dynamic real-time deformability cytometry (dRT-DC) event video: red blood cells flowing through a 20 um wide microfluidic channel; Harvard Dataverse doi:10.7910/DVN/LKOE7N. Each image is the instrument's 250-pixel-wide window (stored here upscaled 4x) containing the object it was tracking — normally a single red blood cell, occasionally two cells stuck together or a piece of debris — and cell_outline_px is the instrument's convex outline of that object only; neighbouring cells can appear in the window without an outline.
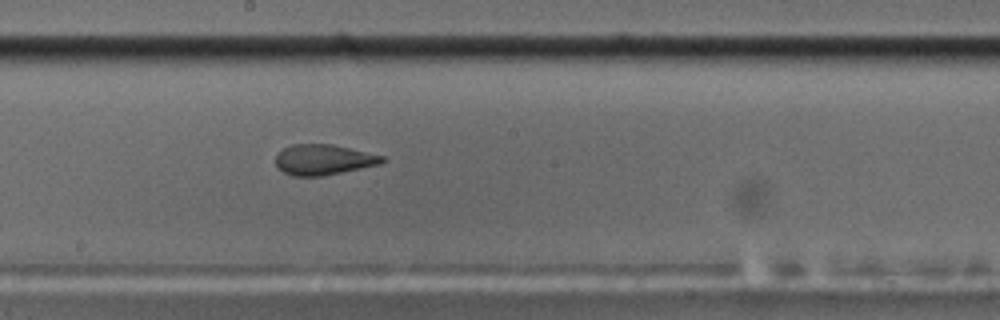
{"species": "common noctule bat (a hibernating species)", "species_latin": "Nyctalus noctula", "temperature_condition": "cold", "stored_images_in_passage": 56, "camera_frame_rate_fps": 3000, "um_per_image_px": 0.085, "animal": {"sex": "male", "body_mass_g": 17.5, "forearm_length_mm": 52.3}, "frame": {"image": 1, "passage_image": 31, "time_ms": 10.0, "image_size_px": [1000, 320], "cell_outline_px": [[388, 160], [380, 164], [320, 176], [292, 176], [284, 172], [276, 164], [276, 156], [284, 148], [292, 144], [332, 144], [384, 156]], "centroid_in_image_um": [27.51, 13.56], "position_along_channel_um": 220.7, "area_um2": 18.67}}
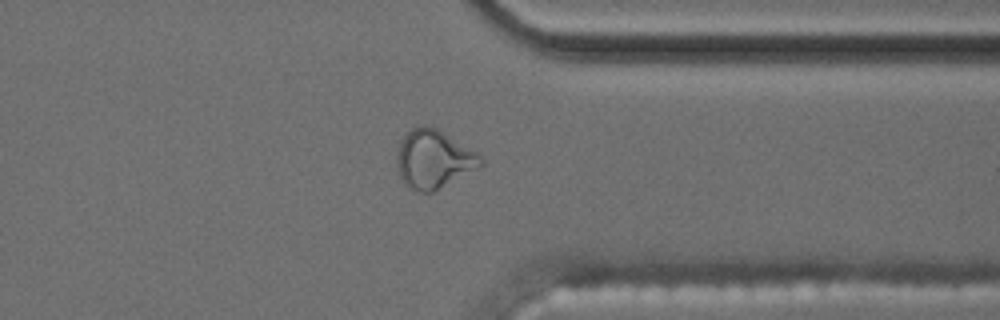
{"frame": {"image": 2, "passage_image": 44, "time_ms": 14.333, "image_size_px": [1000, 320], "cell_outline_px": [[484, 164], [432, 192], [416, 192], [404, 184], [400, 180], [396, 164], [396, 156], [400, 140], [416, 124], [424, 124], [436, 128], [476, 152], [484, 160]], "centroid_in_image_um": [36.8, 13.52], "position_along_channel_um": 374.6, "area_um2": 28.5}}
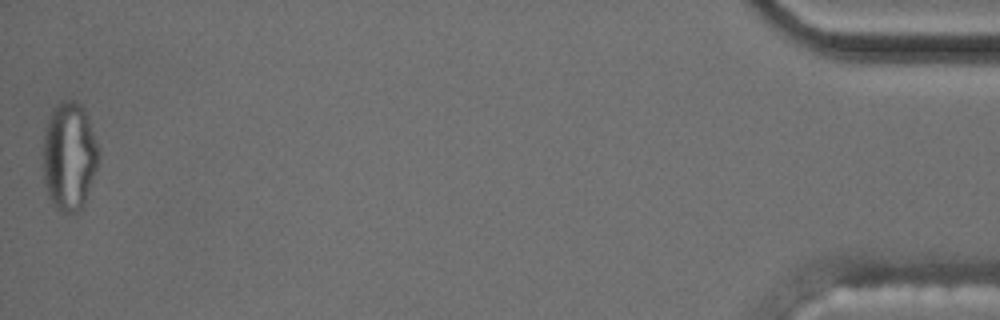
{"frame": {"image": 3, "passage_image": 56, "time_ms": 18.333, "image_size_px": [1000, 320], "cell_outline_px": [[100, 152], [96, 168], [84, 204], [76, 216], [60, 212], [56, 208], [48, 192], [44, 180], [44, 136], [48, 120], [52, 108], [60, 100], [76, 100], [84, 108]], "centroid_in_image_um": [5.89, 13.29], "position_along_channel_um": 429.3, "area_um2": 35.03}, "authors_computed_cell_mechanics": {"area_um2": 19.9988, "velocity_mm_per_s": 3.6074, "shape_relaxation_time_tau1_ms": null, "shape_relaxation_time_tau2_ms": 1.3524, "deformation_change_tau1": null, "deformation_change_tau2": 0.0731}}